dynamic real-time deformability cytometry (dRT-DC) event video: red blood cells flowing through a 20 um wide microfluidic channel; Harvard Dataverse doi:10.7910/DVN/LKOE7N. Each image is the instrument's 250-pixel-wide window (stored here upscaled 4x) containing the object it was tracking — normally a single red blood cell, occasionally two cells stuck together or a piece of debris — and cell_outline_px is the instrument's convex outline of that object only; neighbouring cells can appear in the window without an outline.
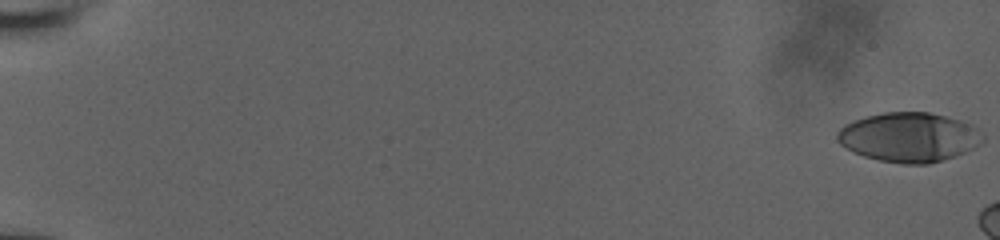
{"species": "human", "species_latin": "Homo sapiens", "temperature_condition": "room temperature", "stored_images_in_passage": 10, "camera_frame_rate_fps": 3000, "um_per_image_px": 0.085, "donor": {"sex": "male"}, "frame": {"image": 1, "passage_image": 1, "time_ms": 0.0, "image_size_px": [1000, 240], "cell_outline_px": [[984, 140], [980, 144], [964, 152], [928, 164], [904, 164], [880, 160], [864, 156], [852, 152], [840, 144], [836, 140], [836, 132], [844, 124], [868, 116], [884, 112], [928, 112], [960, 120], [972, 124], [984, 136]], "centroid_in_image_um": [77.24, 11.66], "position_along_channel_um": 7.8, "area_um2": 41.73}}